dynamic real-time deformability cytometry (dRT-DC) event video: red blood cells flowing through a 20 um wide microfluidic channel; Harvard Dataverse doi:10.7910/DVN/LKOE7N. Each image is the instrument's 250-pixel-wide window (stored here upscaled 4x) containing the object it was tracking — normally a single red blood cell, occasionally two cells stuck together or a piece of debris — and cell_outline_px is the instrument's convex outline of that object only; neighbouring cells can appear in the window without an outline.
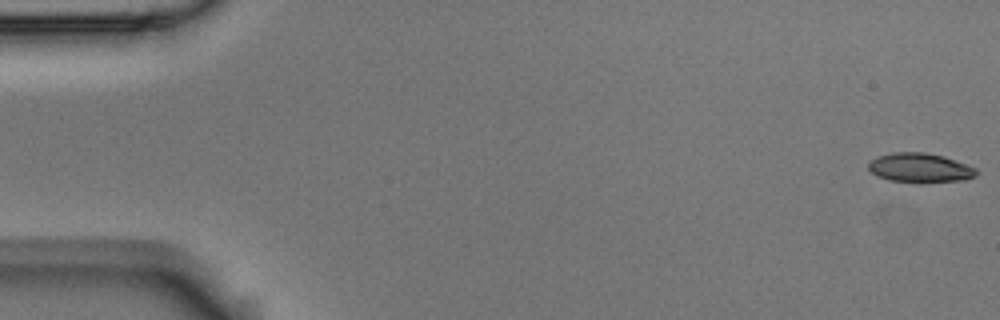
{"species": "Egyptian fruit bat (a non-hibernating species)", "species_latin": "Rousettus aegyptiacus", "temperature_condition": "room temperature", "stored_images_in_passage": 55, "camera_frame_rate_fps": 3000, "um_per_image_px": 0.085, "animal": {"sex": "male"}, "frame": {"image": 1, "passage_image": 1, "time_ms": 0.0, "image_size_px": [1000, 320], "cell_outline_px": [[980, 172], [976, 176], [964, 180], [920, 184], [888, 180], [876, 176], [868, 168], [868, 164], [872, 160], [880, 156], [892, 152], [924, 152], [944, 156], [976, 168]], "centroid_in_image_um": [78.23, 14.29], "position_along_channel_um": 6.8, "area_um2": 18.84}}
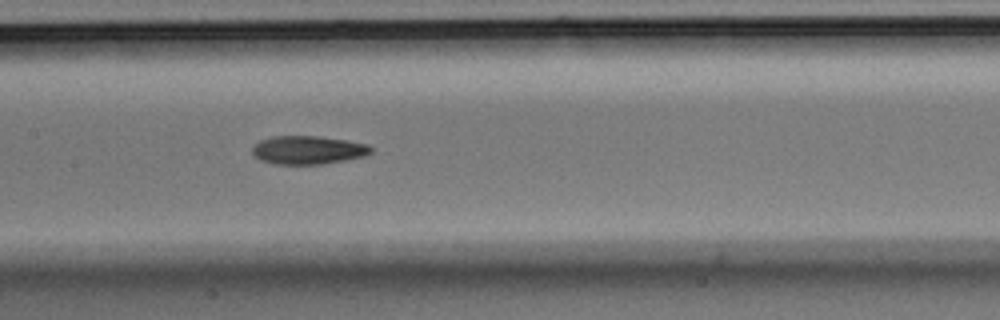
{"frame": {"image": 2, "passage_image": 27, "time_ms": 8.667, "image_size_px": [1000, 320], "cell_outline_px": [[372, 152], [364, 156], [324, 164], [276, 164], [260, 160], [252, 156], [252, 148], [260, 140], [272, 136], [316, 136], [344, 140], [368, 144], [372, 148]], "centroid_in_image_um": [26.15, 12.75], "position_along_channel_um": 181.3, "area_um2": 19.59}}
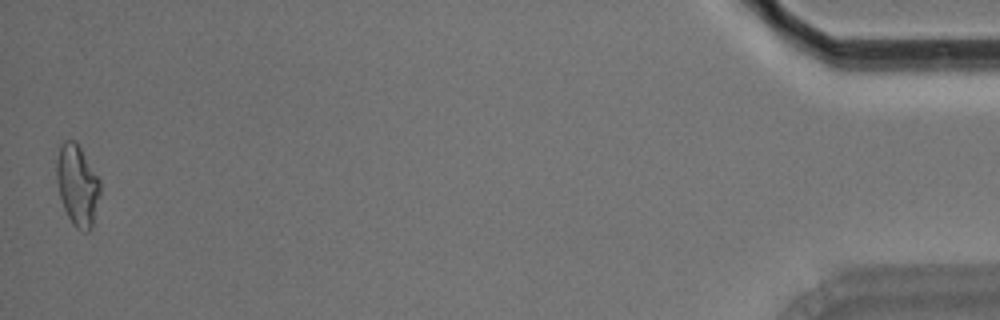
{"frame": {"image": 3, "passage_image": 55, "time_ms": 18.0, "image_size_px": [1000, 320], "cell_outline_px": [[100, 196], [92, 224], [88, 232], [84, 232], [76, 228], [72, 224], [64, 208], [60, 196], [56, 176], [56, 160], [60, 144], [64, 140], [76, 140], [100, 180]], "centroid_in_image_um": [6.57, 15.72], "position_along_channel_um": 428.6, "area_um2": 20.58}, "authors_computed_cell_mechanics": {"area_um2": 19.4786, "velocity_mm_per_s": 3.6497, "shape_relaxation_time_tau1_ms": 3.8918, "shape_relaxation_time_tau2_ms": 5.3271, "deformation_change_tau1": 0.1352, "deformation_change_tau2": 0.1368}}